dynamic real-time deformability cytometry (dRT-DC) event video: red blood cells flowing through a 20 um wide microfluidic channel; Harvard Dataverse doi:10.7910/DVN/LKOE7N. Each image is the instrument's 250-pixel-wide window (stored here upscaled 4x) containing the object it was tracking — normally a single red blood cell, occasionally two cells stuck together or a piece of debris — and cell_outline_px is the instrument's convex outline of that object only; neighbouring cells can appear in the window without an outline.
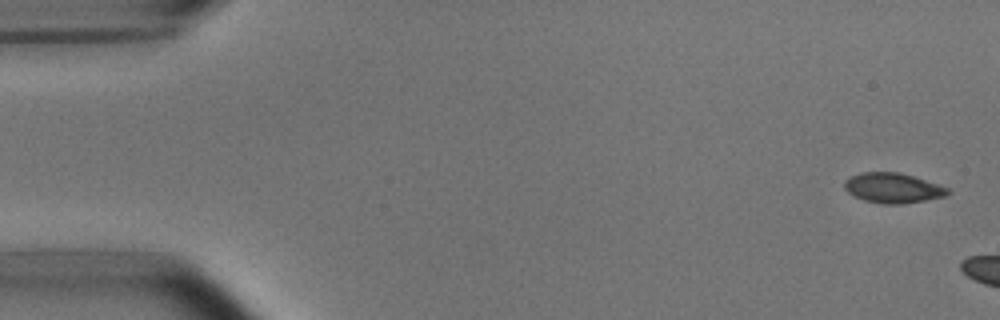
{"species": "common noctule bat (a hibernating species)", "species_latin": "Nyctalus noctula", "temperature_condition": "room temperature", "stored_images_in_passage": 3, "camera_frame_rate_fps": 3000, "um_per_image_px": 0.085, "animal": {"sex": "male", "body_mass_g": 15.6}, "frame": {"image": 1, "passage_image": 1, "time_ms": 0.0, "image_size_px": [1000, 320], "cell_outline_px": [[952, 192], [944, 196], [924, 200], [900, 204], [880, 204], [864, 200], [848, 192], [844, 188], [844, 180], [848, 176], [860, 172], [896, 172], [912, 176], [948, 188]], "centroid_in_image_um": [75.83, 15.97], "position_along_channel_um": 9.2, "area_um2": 17.92}}